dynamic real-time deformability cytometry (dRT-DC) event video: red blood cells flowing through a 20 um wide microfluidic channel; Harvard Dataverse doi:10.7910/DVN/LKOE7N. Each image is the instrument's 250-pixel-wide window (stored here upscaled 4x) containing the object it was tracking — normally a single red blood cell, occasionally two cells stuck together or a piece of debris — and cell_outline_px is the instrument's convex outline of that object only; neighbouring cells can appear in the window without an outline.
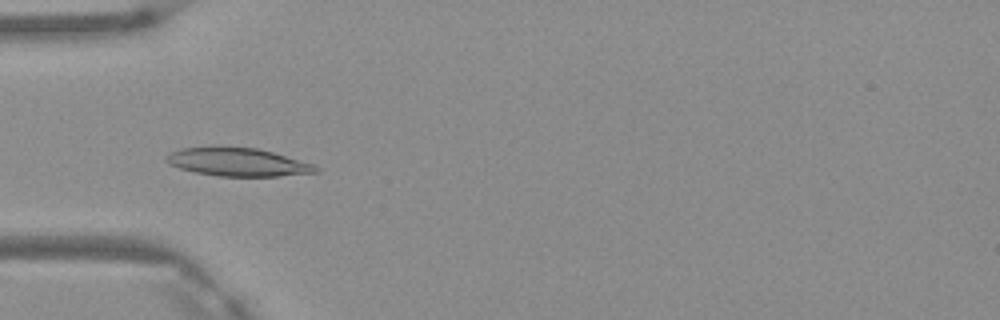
{"species": "Egyptian fruit bat (a non-hibernating species)", "species_latin": "Rousettus aegyptiacus", "temperature_condition": "warm", "stored_images_in_passage": 4, "camera_frame_rate_fps": 3000, "um_per_image_px": 0.085, "frame": {"image": 1, "passage_image": 3, "time_ms": 0.667, "image_size_px": [1000, 320], "cell_outline_px": [[320, 172], [280, 176], [216, 176], [196, 172], [180, 168], [168, 164], [164, 160], [168, 152], [180, 148], [256, 148], [272, 152], [312, 164], [320, 168]], "centroid_in_image_um": [20.19, 13.8], "position_along_channel_um": 64.8, "area_um2": 24.16}}
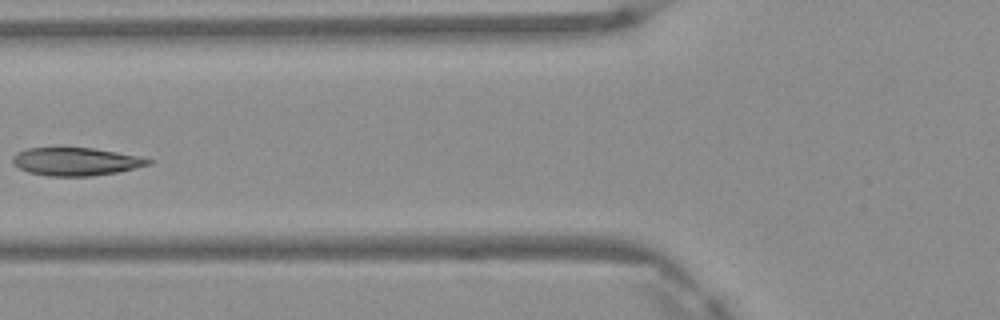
{"frame": {"image": 2, "passage_image": 4, "time_ms": 1.0, "image_size_px": [1000, 320], "cell_outline_px": [[152, 164], [116, 172], [92, 176], [48, 176], [28, 172], [12, 164], [12, 156], [16, 152], [28, 148], [92, 148], [116, 152], [136, 156], [152, 160]], "centroid_in_image_um": [6.39, 13.74], "position_along_channel_um": 119.4, "area_um2": 21.96}}